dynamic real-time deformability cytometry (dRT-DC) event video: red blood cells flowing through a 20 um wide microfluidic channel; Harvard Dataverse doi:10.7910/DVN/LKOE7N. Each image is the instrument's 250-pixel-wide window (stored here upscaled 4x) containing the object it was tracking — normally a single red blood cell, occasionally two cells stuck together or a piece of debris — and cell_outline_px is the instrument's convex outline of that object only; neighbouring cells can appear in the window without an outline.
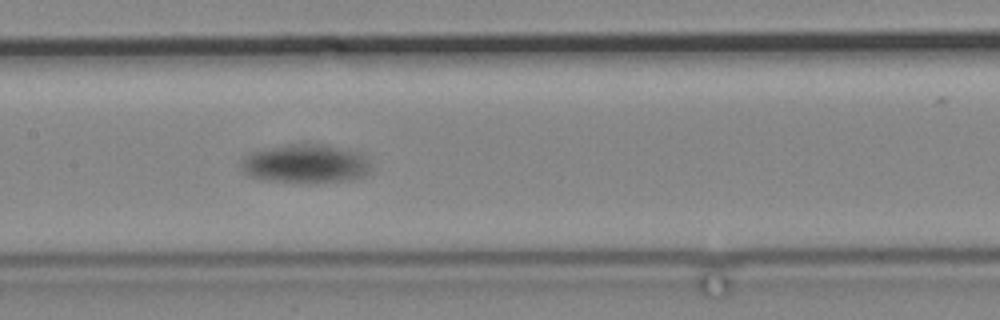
{"species": "common noctule bat (a hibernating species)", "species_latin": "Nyctalus noctula", "temperature_condition": "cold", "stored_images_in_passage": 16, "camera_frame_rate_fps": 3000, "um_per_image_px": 0.085, "animal": {"sex": "male", "body_mass_g": 19.2, "forearm_length_mm": 51.8}, "frame": {"image": 1, "passage_image": 16, "time_ms": 19.333, "image_size_px": [1000, 320], "cell_outline_px": [[368, 172], [360, 176], [348, 180], [260, 180], [248, 176], [240, 168], [240, 164], [244, 156], [248, 152], [268, 148], [312, 144], [328, 144], [360, 152], [364, 156], [368, 164]], "centroid_in_image_um": [25.9, 13.88], "position_along_channel_um": 181.5, "area_um2": 28.21}}